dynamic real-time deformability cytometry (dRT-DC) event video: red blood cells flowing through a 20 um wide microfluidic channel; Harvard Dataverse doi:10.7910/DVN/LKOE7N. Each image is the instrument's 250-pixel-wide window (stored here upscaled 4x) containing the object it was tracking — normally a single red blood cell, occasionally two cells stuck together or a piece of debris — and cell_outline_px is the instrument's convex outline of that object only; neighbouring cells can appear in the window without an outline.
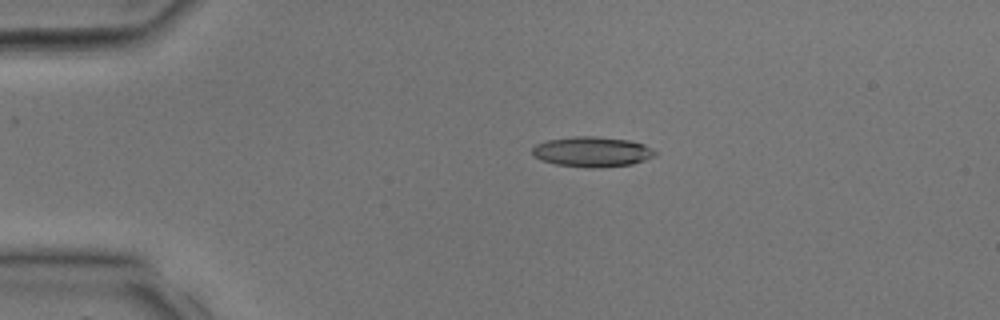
{"species": "common noctule bat (a hibernating species)", "species_latin": "Nyctalus noctula", "temperature_condition": "room temperature", "stored_images_in_passage": 2, "camera_frame_rate_fps": 3000, "um_per_image_px": 0.085, "animal": {"sex": "male", "body_mass_g": 17.9, "forearm_length_mm": 54.2}, "frame": {"image": 1, "passage_image": 1, "time_ms": 0.0, "image_size_px": [1000, 320], "cell_outline_px": [[656, 156], [632, 164], [600, 168], [588, 168], [556, 164], [540, 160], [532, 156], [532, 148], [536, 144], [548, 140], [572, 136], [596, 136], [628, 140], [644, 144], [652, 148], [656, 152]], "centroid_in_image_um": [50.32, 12.9], "position_along_channel_um": 34.7, "area_um2": 21.79}}
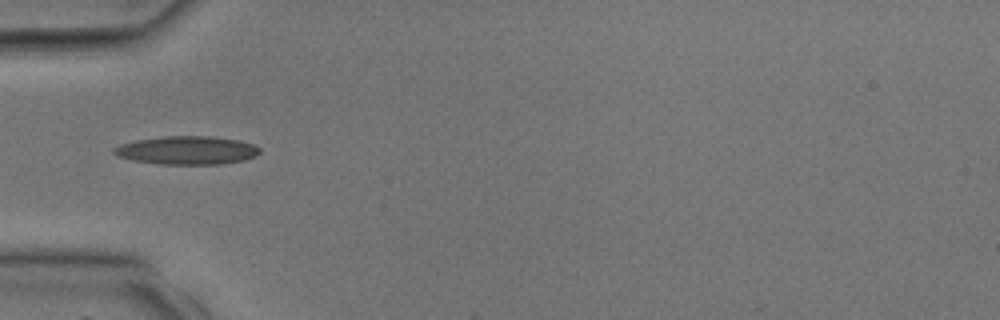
{"frame": {"image": 2, "passage_image": 2, "time_ms": 0.333, "image_size_px": [1000, 320], "cell_outline_px": [[260, 152], [256, 156], [244, 160], [220, 164], [160, 164], [132, 160], [120, 156], [112, 152], [112, 148], [120, 144], [136, 140], [164, 136], [212, 136], [236, 140], [252, 144], [260, 148]], "centroid_in_image_um": [15.88, 12.77], "position_along_channel_um": 69.1, "area_um2": 23.99}}